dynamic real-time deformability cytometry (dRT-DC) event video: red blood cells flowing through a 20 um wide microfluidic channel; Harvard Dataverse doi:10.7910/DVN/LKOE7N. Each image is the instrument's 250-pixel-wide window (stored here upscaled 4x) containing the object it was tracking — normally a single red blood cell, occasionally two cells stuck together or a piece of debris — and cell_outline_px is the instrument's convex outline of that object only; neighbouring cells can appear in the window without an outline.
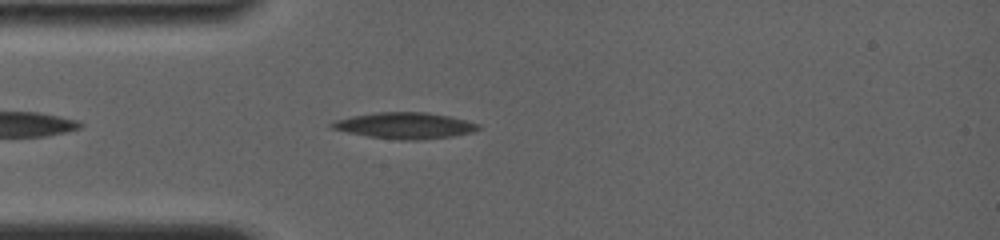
{"species": "common noctule bat (a hibernating species)", "species_latin": "Nyctalus noctula", "temperature_condition": "room temperature", "stored_images_in_passage": 51, "camera_frame_rate_fps": 4000, "um_per_image_px": 0.085, "animal": {"sex": "female", "body_mass_g": 19.0, "forearm_length_mm": 56.7}, "frame": {"image": 1, "passage_image": 6, "time_ms": 1.25, "image_size_px": [1000, 240], "cell_outline_px": [[480, 128], [472, 132], [452, 136], [416, 140], [400, 140], [368, 136], [348, 132], [332, 128], [328, 124], [332, 120], [352, 116], [376, 112], [428, 112], [448, 116], [480, 124]], "centroid_in_image_um": [34.38, 10.67], "position_along_channel_um": 50.6, "area_um2": 22.25}}
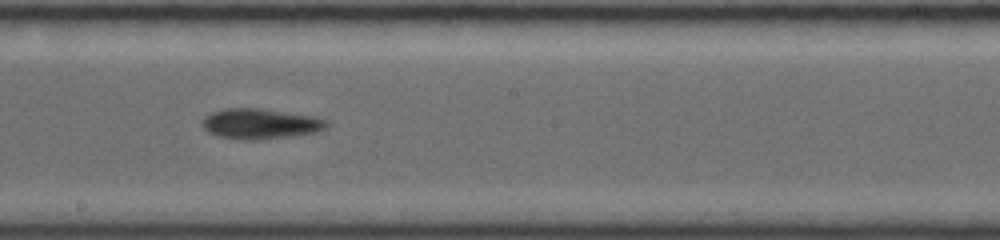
{"frame": {"image": 2, "passage_image": 25, "time_ms": 6.0, "image_size_px": [1000, 240], "cell_outline_px": [[328, 124], [324, 128], [316, 132], [288, 136], [256, 140], [240, 140], [216, 136], [208, 132], [200, 124], [200, 120], [204, 116], [212, 112], [224, 108], [260, 108], [316, 116], [328, 120]], "centroid_in_image_um": [22.07, 10.51], "position_along_channel_um": 226.1, "area_um2": 22.25}}
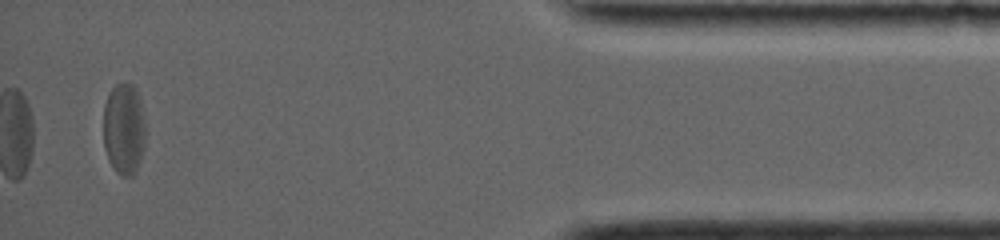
{"frame": {"image": 3, "passage_image": 51, "time_ms": 12.5, "image_size_px": [1000, 240], "cell_outline_px": [[144, 148], [136, 172], [132, 176], [120, 176], [116, 172], [108, 160], [104, 148], [104, 104], [108, 92], [116, 84], [124, 80], [132, 84], [136, 88], [140, 100], [144, 120]], "centroid_in_image_um": [10.52, 10.93], "position_along_channel_um": 424.7, "area_um2": 22.83}, "authors_computed_cell_mechanics": {"area_um2": 21.9062, "velocity_mm_per_s": 3.8218, "shape_relaxation_time_tau1_ms": 4.6617, "shape_relaxation_time_tau2_ms": 1.2603, "deformation_change_tau1": 0.1558, "deformation_change_tau2": 0.0629}}